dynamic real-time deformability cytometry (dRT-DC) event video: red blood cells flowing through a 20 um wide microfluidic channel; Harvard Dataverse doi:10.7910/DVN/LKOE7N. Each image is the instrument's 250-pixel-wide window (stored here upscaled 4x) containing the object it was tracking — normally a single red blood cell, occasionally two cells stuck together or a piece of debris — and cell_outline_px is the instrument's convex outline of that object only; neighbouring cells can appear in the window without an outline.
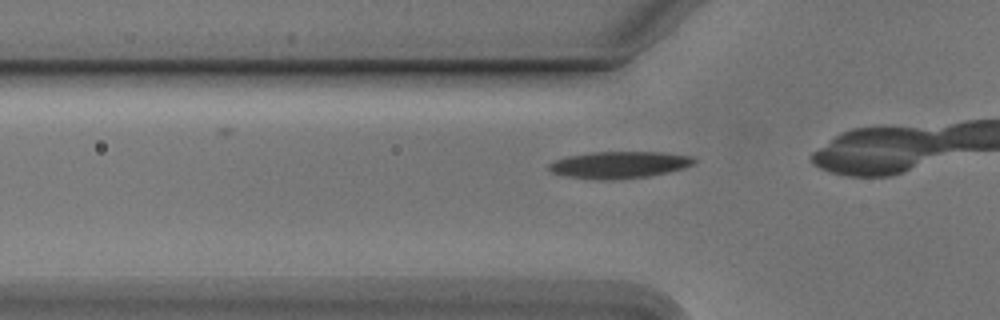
{"species": "Egyptian fruit bat (a non-hibernating species)", "species_latin": "Rousettus aegyptiacus", "temperature_condition": "cold", "stored_images_in_passage": 8, "camera_frame_rate_fps": 3000, "um_per_image_px": 0.085, "animal": {"sex": "male"}, "frame": {"image": 1, "passage_image": 2, "time_ms": 0.333, "image_size_px": [1000, 320], "cell_outline_px": [[696, 160], [692, 164], [684, 168], [668, 172], [648, 176], [608, 180], [600, 180], [568, 176], [552, 172], [548, 168], [548, 164], [552, 160], [568, 156], [592, 152], [664, 152], [692, 156]], "centroid_in_image_um": [52.62, 14.0], "position_along_channel_um": 73.2, "area_um2": 22.66}}
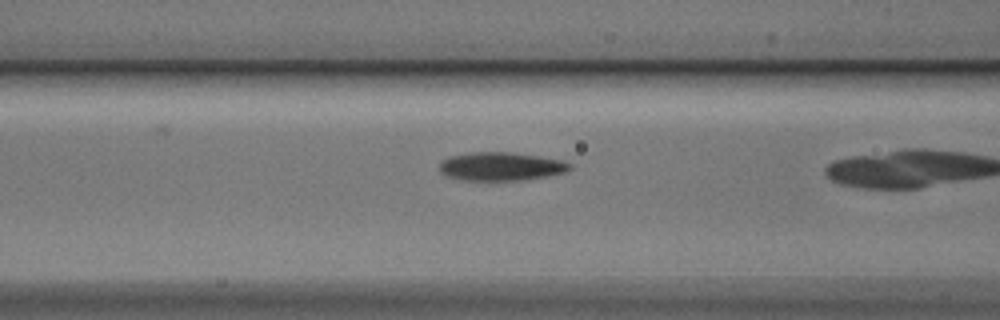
{"frame": {"image": 2, "passage_image": 6, "time_ms": 1.667, "image_size_px": [1000, 320], "cell_outline_px": [[572, 168], [564, 172], [544, 176], [520, 180], [464, 180], [448, 176], [440, 172], [440, 164], [448, 156], [472, 152], [512, 152], [564, 160], [572, 164]], "centroid_in_image_um": [42.59, 14.13], "position_along_channel_um": 124.0, "area_um2": 21.44}}